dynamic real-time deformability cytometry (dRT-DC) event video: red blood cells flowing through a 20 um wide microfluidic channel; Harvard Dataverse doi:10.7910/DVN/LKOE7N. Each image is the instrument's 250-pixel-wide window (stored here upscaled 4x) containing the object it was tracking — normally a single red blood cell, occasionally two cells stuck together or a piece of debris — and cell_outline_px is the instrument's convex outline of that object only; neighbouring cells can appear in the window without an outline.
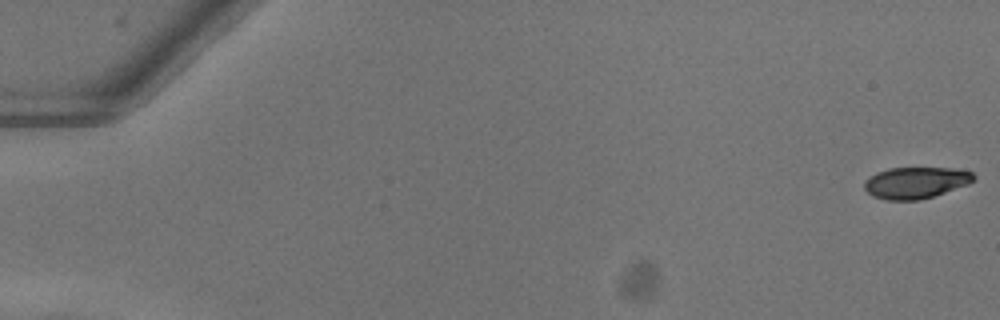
{"species": "common noctule bat (a hibernating species)", "species_latin": "Nyctalus noctula", "temperature_condition": "warm", "stored_images_in_passage": 53, "camera_frame_rate_fps": 3000, "um_per_image_px": 0.085, "animal": {"sex": "female"}, "frame": {"image": 1, "passage_image": 1, "time_ms": 0.0, "image_size_px": [1000, 320], "cell_outline_px": [[976, 176], [968, 184], [920, 200], [884, 200], [872, 196], [864, 188], [864, 184], [876, 172], [888, 168], [952, 168], [972, 172]], "centroid_in_image_um": [77.82, 15.53], "position_along_channel_um": 7.2, "area_um2": 19.83}}
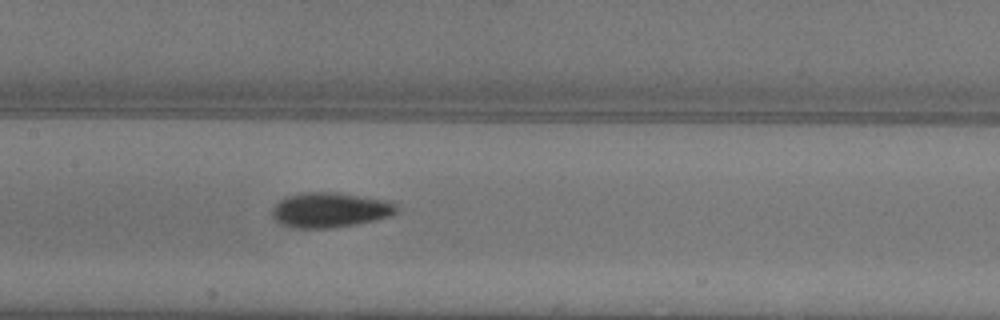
{"frame": {"image": 2, "passage_image": 27, "time_ms": 8.667, "image_size_px": [1000, 320], "cell_outline_px": [[396, 212], [392, 216], [376, 220], [332, 228], [292, 228], [280, 224], [272, 216], [272, 208], [280, 200], [288, 196], [304, 192], [336, 192], [392, 200], [396, 204]], "centroid_in_image_um": [28.07, 17.84], "position_along_channel_um": 179.3, "area_um2": 25.61}}
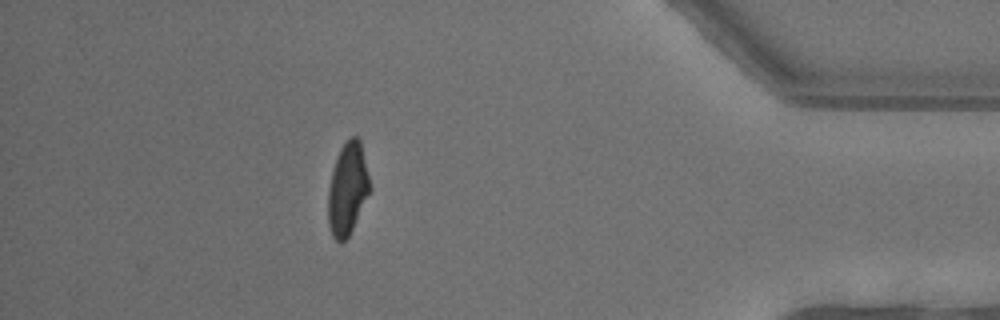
{"frame": {"image": 3, "passage_image": 47, "time_ms": 15.333, "image_size_px": [1000, 320], "cell_outline_px": [[372, 188], [348, 236], [340, 244], [332, 236], [328, 224], [328, 192], [332, 172], [340, 148], [348, 136], [356, 136], [360, 140]], "centroid_in_image_um": [29.55, 16.04], "position_along_channel_um": 405.7, "area_um2": 22.37}, "authors_computed_cell_mechanics": {"area_um2": 23.12, "velocity_mm_per_s": 4.0467, "shape_relaxation_time_tau1_ms": 3.4312, "shape_relaxation_time_tau2_ms": 2.2425, "deformation_change_tau1": 0.1645, "deformation_change_tau2": 0.0723}}